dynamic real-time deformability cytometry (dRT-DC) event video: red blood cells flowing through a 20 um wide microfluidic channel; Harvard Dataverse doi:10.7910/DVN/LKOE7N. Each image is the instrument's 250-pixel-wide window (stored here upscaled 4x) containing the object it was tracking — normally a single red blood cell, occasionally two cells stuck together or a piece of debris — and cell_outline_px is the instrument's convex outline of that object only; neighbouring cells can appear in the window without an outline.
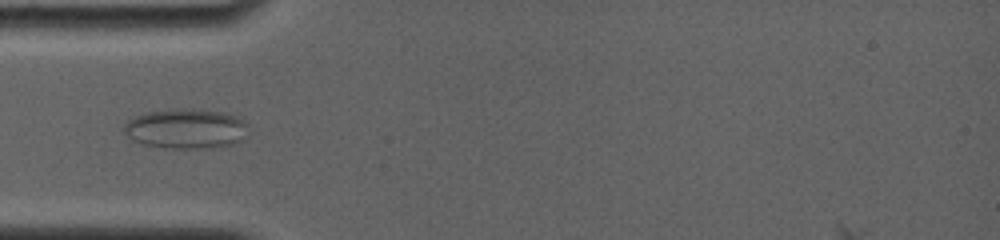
{"species": "common noctule bat (a hibernating species)", "species_latin": "Nyctalus noctula", "temperature_condition": "room temperature", "stored_images_in_passage": 41, "camera_frame_rate_fps": 4000, "um_per_image_px": 0.085, "animal": {"sex": "female", "body_mass_g": 19.0, "forearm_length_mm": 56.7}, "frame": {"image": 1, "passage_image": 11, "time_ms": 5.0, "image_size_px": [1000, 240], "cell_outline_px": [[248, 124], [244, 140], [236, 144], [220, 148], [172, 148], [140, 144], [132, 140], [124, 132], [124, 124], [128, 120], [136, 116], [148, 112], [180, 108], [220, 112], [232, 116]], "centroid_in_image_um": [15.81, 10.97], "position_along_channel_um": 69.2, "area_um2": 28.84}}
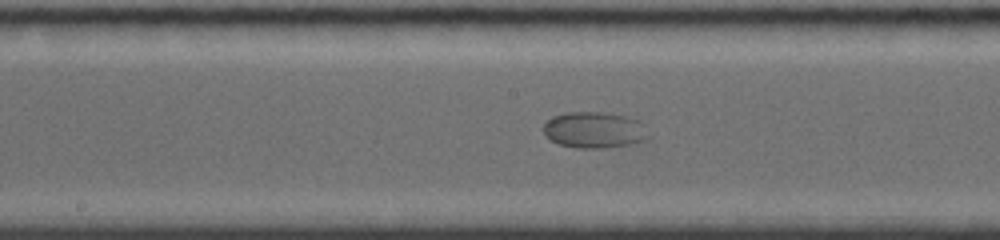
{"frame": {"image": 2, "passage_image": 21, "time_ms": 8.5, "image_size_px": [1000, 240], "cell_outline_px": [[648, 136], [644, 140], [636, 144], [600, 148], [576, 148], [556, 144], [544, 136], [544, 124], [552, 116], [568, 112], [600, 112], [624, 116], [636, 120]], "centroid_in_image_um": [50.42, 11.07], "position_along_channel_um": 197.8, "area_um2": 21.96}}
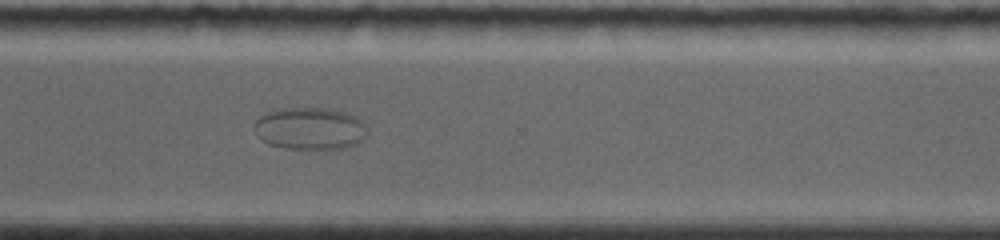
{"frame": {"image": 3, "passage_image": 34, "time_ms": 12.5, "image_size_px": [1000, 240], "cell_outline_px": [[368, 136], [364, 140], [356, 144], [344, 148], [288, 148], [268, 144], [260, 136], [256, 124], [256, 120], [260, 116], [268, 112], [284, 108], [324, 108], [340, 112], [352, 116], [360, 120], [364, 124], [368, 132]], "centroid_in_image_um": [26.4, 10.93], "position_along_channel_um": 344.2, "area_um2": 27.11}}